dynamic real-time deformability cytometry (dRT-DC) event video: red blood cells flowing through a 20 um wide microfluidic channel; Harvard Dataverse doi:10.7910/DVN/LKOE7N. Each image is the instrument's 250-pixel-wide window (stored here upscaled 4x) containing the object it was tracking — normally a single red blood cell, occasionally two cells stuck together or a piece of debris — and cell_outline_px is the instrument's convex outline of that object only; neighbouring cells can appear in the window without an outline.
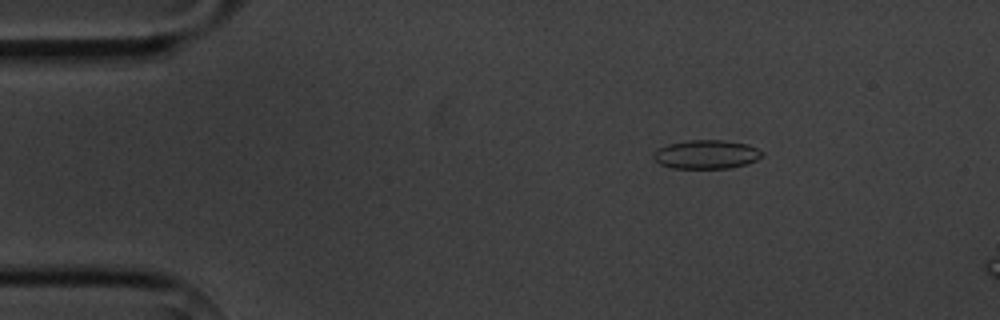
{"species": "common noctule bat (a hibernating species)", "species_latin": "Nyctalus noctula", "temperature_condition": "cold", "stored_images_in_passage": 4, "camera_frame_rate_fps": 3000, "um_per_image_px": 0.085, "animal": {"sex": "male", "body_mass_g": 20.1, "forearm_length_mm": 53.5}, "frame": {"image": 1, "passage_image": 2, "time_ms": 1.333, "image_size_px": [1000, 320], "cell_outline_px": [[764, 156], [756, 160], [744, 164], [728, 168], [672, 168], [660, 164], [652, 156], [652, 152], [656, 148], [668, 144], [688, 140], [724, 140], [748, 144], [764, 152]], "centroid_in_image_um": [60.02, 13.11], "position_along_channel_um": 25.0, "area_um2": 18.32}}